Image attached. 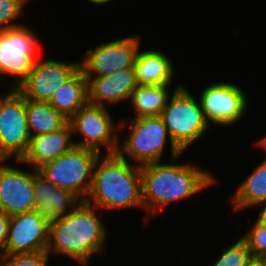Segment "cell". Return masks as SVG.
<instances>
[{"label":"cell","mask_w":266,"mask_h":266,"mask_svg":"<svg viewBox=\"0 0 266 266\" xmlns=\"http://www.w3.org/2000/svg\"><path fill=\"white\" fill-rule=\"evenodd\" d=\"M140 170L143 207L153 215L158 208L193 196L216 181L208 172L189 163L156 162L142 165Z\"/></svg>","instance_id":"7a4b0ae2"},{"label":"cell","mask_w":266,"mask_h":266,"mask_svg":"<svg viewBox=\"0 0 266 266\" xmlns=\"http://www.w3.org/2000/svg\"><path fill=\"white\" fill-rule=\"evenodd\" d=\"M253 259L246 241L240 238L234 245L225 249L213 266H247Z\"/></svg>","instance_id":"603a6c76"},{"label":"cell","mask_w":266,"mask_h":266,"mask_svg":"<svg viewBox=\"0 0 266 266\" xmlns=\"http://www.w3.org/2000/svg\"><path fill=\"white\" fill-rule=\"evenodd\" d=\"M136 87L133 68L116 71L109 76L90 78L88 80V102L101 107H105V102L118 103L130 98Z\"/></svg>","instance_id":"2e32d148"},{"label":"cell","mask_w":266,"mask_h":266,"mask_svg":"<svg viewBox=\"0 0 266 266\" xmlns=\"http://www.w3.org/2000/svg\"><path fill=\"white\" fill-rule=\"evenodd\" d=\"M95 209L92 204L82 201L67 211L59 222L51 224L46 252L66 255L87 266L92 254L104 250L107 237Z\"/></svg>","instance_id":"6da1fadb"},{"label":"cell","mask_w":266,"mask_h":266,"mask_svg":"<svg viewBox=\"0 0 266 266\" xmlns=\"http://www.w3.org/2000/svg\"><path fill=\"white\" fill-rule=\"evenodd\" d=\"M247 266H265L259 258H253L248 264Z\"/></svg>","instance_id":"f1b7e54d"},{"label":"cell","mask_w":266,"mask_h":266,"mask_svg":"<svg viewBox=\"0 0 266 266\" xmlns=\"http://www.w3.org/2000/svg\"><path fill=\"white\" fill-rule=\"evenodd\" d=\"M260 261L266 266V253L262 254L260 257H258Z\"/></svg>","instance_id":"1f68e13d"},{"label":"cell","mask_w":266,"mask_h":266,"mask_svg":"<svg viewBox=\"0 0 266 266\" xmlns=\"http://www.w3.org/2000/svg\"><path fill=\"white\" fill-rule=\"evenodd\" d=\"M242 238L246 241L253 258L266 253V224L256 222L253 229Z\"/></svg>","instance_id":"484cf974"},{"label":"cell","mask_w":266,"mask_h":266,"mask_svg":"<svg viewBox=\"0 0 266 266\" xmlns=\"http://www.w3.org/2000/svg\"><path fill=\"white\" fill-rule=\"evenodd\" d=\"M0 98V159L21 160L27 153L31 135L25 110V98L16 90Z\"/></svg>","instance_id":"8992f818"},{"label":"cell","mask_w":266,"mask_h":266,"mask_svg":"<svg viewBox=\"0 0 266 266\" xmlns=\"http://www.w3.org/2000/svg\"><path fill=\"white\" fill-rule=\"evenodd\" d=\"M25 110L31 137L57 131L68 122L48 102L25 99Z\"/></svg>","instance_id":"44dd1931"},{"label":"cell","mask_w":266,"mask_h":266,"mask_svg":"<svg viewBox=\"0 0 266 266\" xmlns=\"http://www.w3.org/2000/svg\"><path fill=\"white\" fill-rule=\"evenodd\" d=\"M35 210L50 226L59 222L67 208H75L82 200L72 191L59 188L45 180L35 169ZM78 202V203H77Z\"/></svg>","instance_id":"9a60e30c"},{"label":"cell","mask_w":266,"mask_h":266,"mask_svg":"<svg viewBox=\"0 0 266 266\" xmlns=\"http://www.w3.org/2000/svg\"><path fill=\"white\" fill-rule=\"evenodd\" d=\"M170 85H137L130 100L136 112L135 118L159 116L166 107Z\"/></svg>","instance_id":"ffe728a7"},{"label":"cell","mask_w":266,"mask_h":266,"mask_svg":"<svg viewBox=\"0 0 266 266\" xmlns=\"http://www.w3.org/2000/svg\"><path fill=\"white\" fill-rule=\"evenodd\" d=\"M68 122L72 132H80L83 140L74 142L75 146L93 149L100 153V147L108 148L107 154H114L118 149V137L115 125L106 107L87 104L75 113Z\"/></svg>","instance_id":"30bf717a"},{"label":"cell","mask_w":266,"mask_h":266,"mask_svg":"<svg viewBox=\"0 0 266 266\" xmlns=\"http://www.w3.org/2000/svg\"><path fill=\"white\" fill-rule=\"evenodd\" d=\"M233 210L238 211L266 201V158L258 165L230 198Z\"/></svg>","instance_id":"7402d4cb"},{"label":"cell","mask_w":266,"mask_h":266,"mask_svg":"<svg viewBox=\"0 0 266 266\" xmlns=\"http://www.w3.org/2000/svg\"><path fill=\"white\" fill-rule=\"evenodd\" d=\"M257 145L266 150V136H264L262 139H260L258 141Z\"/></svg>","instance_id":"f546056e"},{"label":"cell","mask_w":266,"mask_h":266,"mask_svg":"<svg viewBox=\"0 0 266 266\" xmlns=\"http://www.w3.org/2000/svg\"><path fill=\"white\" fill-rule=\"evenodd\" d=\"M0 159V212L9 217L35 210V169H22L1 164Z\"/></svg>","instance_id":"4fadbf2b"},{"label":"cell","mask_w":266,"mask_h":266,"mask_svg":"<svg viewBox=\"0 0 266 266\" xmlns=\"http://www.w3.org/2000/svg\"><path fill=\"white\" fill-rule=\"evenodd\" d=\"M26 2L28 0H0V30L21 26L11 22L22 13Z\"/></svg>","instance_id":"d4e9b609"},{"label":"cell","mask_w":266,"mask_h":266,"mask_svg":"<svg viewBox=\"0 0 266 266\" xmlns=\"http://www.w3.org/2000/svg\"><path fill=\"white\" fill-rule=\"evenodd\" d=\"M38 41L34 32L21 25L0 30V76L12 75L18 88L29 76L36 62Z\"/></svg>","instance_id":"52a82bcc"},{"label":"cell","mask_w":266,"mask_h":266,"mask_svg":"<svg viewBox=\"0 0 266 266\" xmlns=\"http://www.w3.org/2000/svg\"><path fill=\"white\" fill-rule=\"evenodd\" d=\"M72 133L71 125L67 122L57 131L31 137L27 153L17 162L28 163L34 169H38L75 146L74 142L70 140Z\"/></svg>","instance_id":"e0dca14e"},{"label":"cell","mask_w":266,"mask_h":266,"mask_svg":"<svg viewBox=\"0 0 266 266\" xmlns=\"http://www.w3.org/2000/svg\"><path fill=\"white\" fill-rule=\"evenodd\" d=\"M65 119L69 120L88 102V80L79 69L65 82L48 102Z\"/></svg>","instance_id":"d6986e66"},{"label":"cell","mask_w":266,"mask_h":266,"mask_svg":"<svg viewBox=\"0 0 266 266\" xmlns=\"http://www.w3.org/2000/svg\"><path fill=\"white\" fill-rule=\"evenodd\" d=\"M89 1L93 2L94 4H105L111 2V0H89Z\"/></svg>","instance_id":"4dcf8cb0"},{"label":"cell","mask_w":266,"mask_h":266,"mask_svg":"<svg viewBox=\"0 0 266 266\" xmlns=\"http://www.w3.org/2000/svg\"><path fill=\"white\" fill-rule=\"evenodd\" d=\"M172 62L162 52L145 50L137 52L133 71L137 85H170L174 75Z\"/></svg>","instance_id":"ac0fdd59"},{"label":"cell","mask_w":266,"mask_h":266,"mask_svg":"<svg viewBox=\"0 0 266 266\" xmlns=\"http://www.w3.org/2000/svg\"><path fill=\"white\" fill-rule=\"evenodd\" d=\"M49 226L36 210L10 217L8 237L2 255L46 251Z\"/></svg>","instance_id":"5bb4252c"},{"label":"cell","mask_w":266,"mask_h":266,"mask_svg":"<svg viewBox=\"0 0 266 266\" xmlns=\"http://www.w3.org/2000/svg\"><path fill=\"white\" fill-rule=\"evenodd\" d=\"M256 221L259 222V223L266 224V205L264 206L263 210L260 213L259 218Z\"/></svg>","instance_id":"83f0119b"},{"label":"cell","mask_w":266,"mask_h":266,"mask_svg":"<svg viewBox=\"0 0 266 266\" xmlns=\"http://www.w3.org/2000/svg\"><path fill=\"white\" fill-rule=\"evenodd\" d=\"M160 116L169 133L173 161L192 142L199 139L210 125L200 102L198 104L190 91L180 84Z\"/></svg>","instance_id":"277c9868"},{"label":"cell","mask_w":266,"mask_h":266,"mask_svg":"<svg viewBox=\"0 0 266 266\" xmlns=\"http://www.w3.org/2000/svg\"><path fill=\"white\" fill-rule=\"evenodd\" d=\"M99 155L93 149L74 146L37 170L49 183L70 190L85 201L92 186L93 168Z\"/></svg>","instance_id":"5b68a950"},{"label":"cell","mask_w":266,"mask_h":266,"mask_svg":"<svg viewBox=\"0 0 266 266\" xmlns=\"http://www.w3.org/2000/svg\"><path fill=\"white\" fill-rule=\"evenodd\" d=\"M48 255L46 251L2 255L0 266H47Z\"/></svg>","instance_id":"cb8c5ba5"},{"label":"cell","mask_w":266,"mask_h":266,"mask_svg":"<svg viewBox=\"0 0 266 266\" xmlns=\"http://www.w3.org/2000/svg\"><path fill=\"white\" fill-rule=\"evenodd\" d=\"M139 44V38L131 36L97 45L94 50L86 51L80 69L89 80L133 68Z\"/></svg>","instance_id":"9c48e42d"},{"label":"cell","mask_w":266,"mask_h":266,"mask_svg":"<svg viewBox=\"0 0 266 266\" xmlns=\"http://www.w3.org/2000/svg\"><path fill=\"white\" fill-rule=\"evenodd\" d=\"M131 132L117 154L126 159V155L136 160L139 166L156 163L161 160L169 133L161 116L130 119Z\"/></svg>","instance_id":"ba28073f"},{"label":"cell","mask_w":266,"mask_h":266,"mask_svg":"<svg viewBox=\"0 0 266 266\" xmlns=\"http://www.w3.org/2000/svg\"><path fill=\"white\" fill-rule=\"evenodd\" d=\"M80 69V62L65 63L56 60H36L29 76L16 88L25 98L49 102L55 92Z\"/></svg>","instance_id":"7c38bea8"},{"label":"cell","mask_w":266,"mask_h":266,"mask_svg":"<svg viewBox=\"0 0 266 266\" xmlns=\"http://www.w3.org/2000/svg\"><path fill=\"white\" fill-rule=\"evenodd\" d=\"M10 217L0 212V249H3L8 237Z\"/></svg>","instance_id":"4316f807"},{"label":"cell","mask_w":266,"mask_h":266,"mask_svg":"<svg viewBox=\"0 0 266 266\" xmlns=\"http://www.w3.org/2000/svg\"><path fill=\"white\" fill-rule=\"evenodd\" d=\"M98 163L99 157L94 164L92 186L86 203L107 210L143 207L139 165L129 164L117 153L106 154L101 164Z\"/></svg>","instance_id":"3957f363"},{"label":"cell","mask_w":266,"mask_h":266,"mask_svg":"<svg viewBox=\"0 0 266 266\" xmlns=\"http://www.w3.org/2000/svg\"><path fill=\"white\" fill-rule=\"evenodd\" d=\"M200 104L208 123L231 125L245 115L247 97L232 83L219 82L206 87L200 95Z\"/></svg>","instance_id":"8fae6325"}]
</instances>
